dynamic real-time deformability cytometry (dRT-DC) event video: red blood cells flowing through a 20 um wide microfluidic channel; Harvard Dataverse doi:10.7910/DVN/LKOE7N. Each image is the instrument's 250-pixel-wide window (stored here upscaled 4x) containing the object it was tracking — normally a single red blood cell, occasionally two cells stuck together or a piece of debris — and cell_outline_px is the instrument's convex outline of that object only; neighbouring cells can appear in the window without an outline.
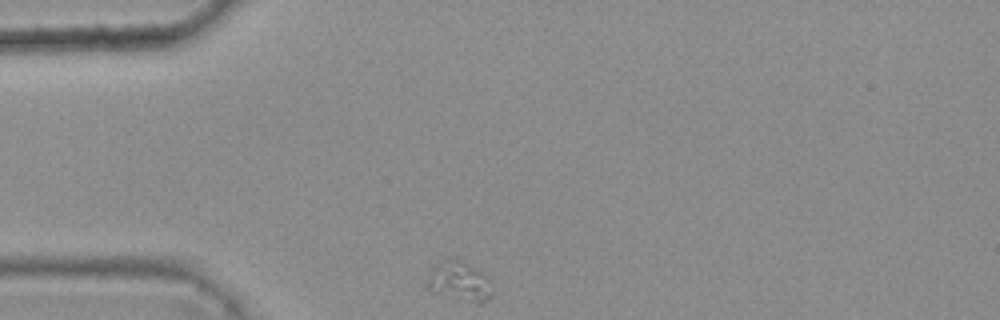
{"species": "common noctule bat (a hibernating species)", "species_latin": "Nyctalus noctula", "temperature_condition": "warm", "stored_images_in_passage": 4, "camera_frame_rate_fps": 3000, "um_per_image_px": 0.085, "animal": {"sex": "female", "body_mass_g": 25.1}, "frame": {"image": 1, "passage_image": 1, "time_ms": 0.0, "image_size_px": [1000, 320], "cell_outline_px": [[492, 296], [484, 304], [476, 304], [432, 292], [428, 288], [428, 280], [432, 268], [444, 256], [452, 256], [484, 272], [488, 276], [492, 292]], "centroid_in_image_um": [39.08, 23.9], "position_along_channel_um": 45.9, "area_um2": 15.43}}
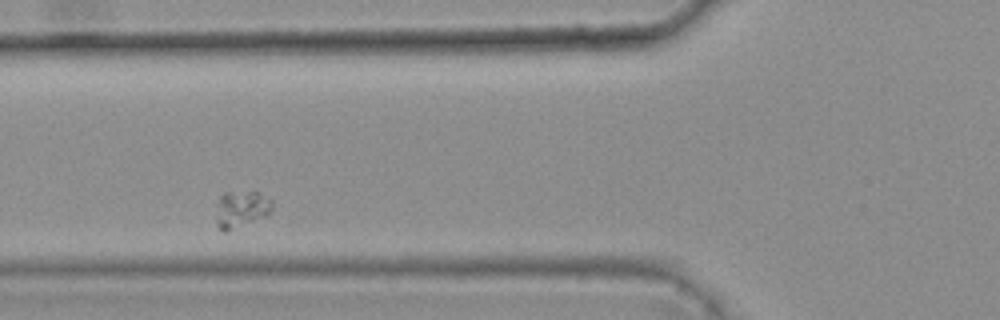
{"frame": {"image": 2, "passage_image": 3, "time_ms": 0.667, "image_size_px": [1000, 320], "cell_outline_px": [[272, 208], [264, 216], [224, 232], [216, 224], [216, 216], [220, 196], [224, 192], [260, 192], [272, 200]], "centroid_in_image_um": [20.49, 17.75], "position_along_channel_um": 105.3, "area_um2": 11.68}}
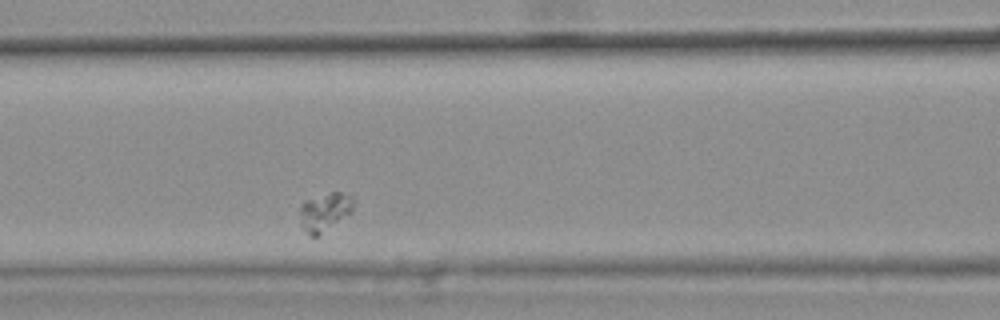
{"frame": {"image": 3, "passage_image": 4, "time_ms": 1.0, "image_size_px": [1000, 320], "cell_outline_px": [[352, 212], [320, 236], [312, 236], [304, 228], [300, 212], [300, 204], [304, 200], [332, 192], [340, 192], [352, 196]], "centroid_in_image_um": [27.61, 18.01], "position_along_channel_um": 139.0, "area_um2": 11.79}}